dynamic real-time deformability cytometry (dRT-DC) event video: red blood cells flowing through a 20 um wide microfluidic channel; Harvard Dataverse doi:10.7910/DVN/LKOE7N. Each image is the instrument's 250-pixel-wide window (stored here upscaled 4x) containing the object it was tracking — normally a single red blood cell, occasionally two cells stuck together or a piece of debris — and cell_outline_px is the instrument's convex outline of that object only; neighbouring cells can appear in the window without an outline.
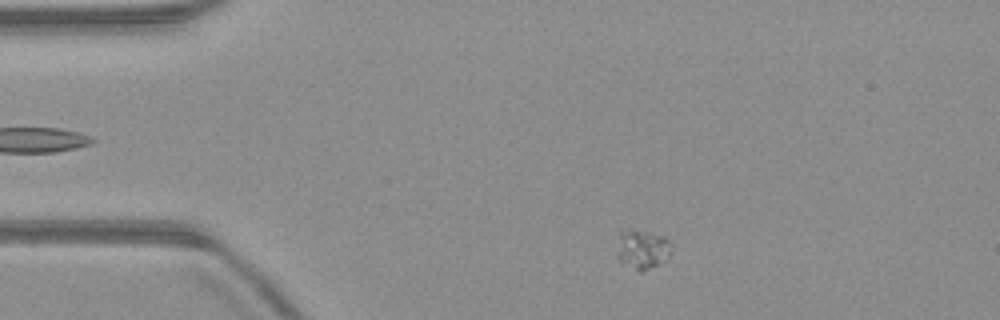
{"species": "common noctule bat (a hibernating species)", "species_latin": "Nyctalus noctula", "temperature_condition": "warm", "stored_images_in_passage": 46, "camera_frame_rate_fps": 3000, "um_per_image_px": 0.085, "animal": {"sex": "male", "body_mass_g": 23.1, "forearm_length_mm": 52.7}, "frame": {"image": 1, "passage_image": 3, "time_ms": 0.667, "image_size_px": [1000, 320], "cell_outline_px": [[672, 248], [668, 256], [644, 272], [640, 272], [620, 260], [616, 256], [616, 252], [620, 228], [648, 232], [664, 236], [668, 240]], "centroid_in_image_um": [54.55, 21.15], "position_along_channel_um": 30.5, "area_um2": 12.37}}
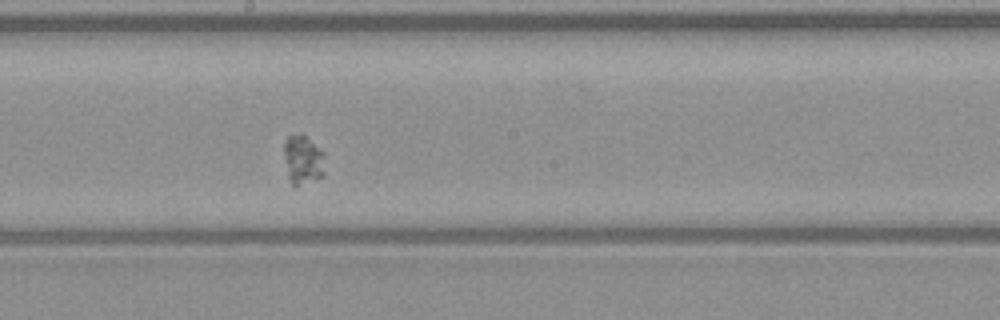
{"frame": {"image": 2, "passage_image": 22, "time_ms": 7.0, "image_size_px": [1000, 320], "cell_outline_px": [[324, 172], [320, 176], [296, 188], [292, 188], [288, 176], [284, 156], [284, 144], [288, 136], [300, 132], [324, 152]], "centroid_in_image_um": [25.73, 13.59], "position_along_channel_um": 222.5, "area_um2": 11.79}}
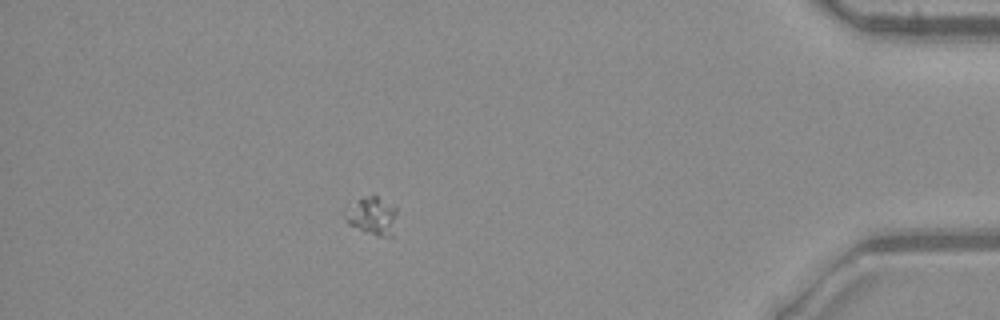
{"frame": {"image": 3, "passage_image": 40, "time_ms": 13.0, "image_size_px": [1000, 320], "cell_outline_px": [[396, 212], [392, 236], [376, 236], [364, 232], [348, 224], [344, 216], [344, 208], [368, 196], [376, 196], [396, 208]], "centroid_in_image_um": [31.59, 18.38], "position_along_channel_um": 403.6, "area_um2": 11.21}}